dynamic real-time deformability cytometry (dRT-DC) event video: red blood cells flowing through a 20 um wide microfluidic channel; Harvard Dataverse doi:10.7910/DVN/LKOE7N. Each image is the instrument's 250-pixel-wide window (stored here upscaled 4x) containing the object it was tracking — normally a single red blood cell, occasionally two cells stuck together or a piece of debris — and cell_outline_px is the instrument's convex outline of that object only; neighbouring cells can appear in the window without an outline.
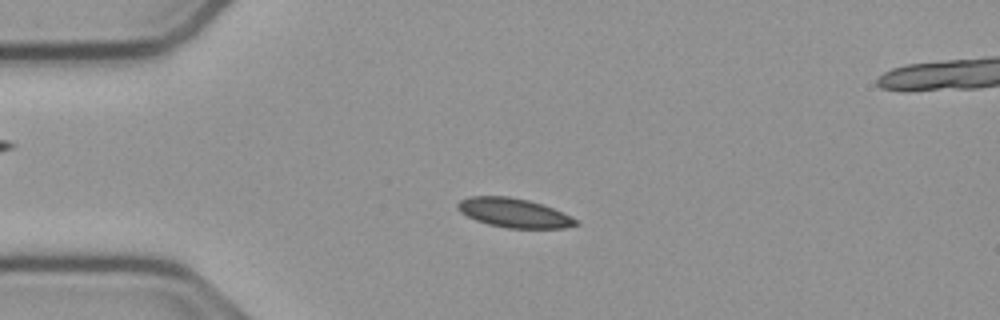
{"species": "common noctule bat (a hibernating species)", "species_latin": "Nyctalus noctula", "temperature_condition": "cold", "stored_images_in_passage": 56, "camera_frame_rate_fps": 3000, "um_per_image_px": 0.085, "animal": {"sex": "male", "body_mass_g": 23.1, "forearm_length_mm": 52.7}, "frame": {"image": 1, "passage_image": 13, "time_ms": 4.0, "image_size_px": [1000, 320], "cell_outline_px": [[580, 224], [564, 228], [508, 228], [488, 224], [476, 220], [460, 212], [456, 208], [456, 204], [460, 200], [468, 196], [508, 196], [528, 200], [544, 204], [576, 220]], "centroid_in_image_um": [43.63, 18.08], "position_along_channel_um": 41.4, "area_um2": 20.0}}
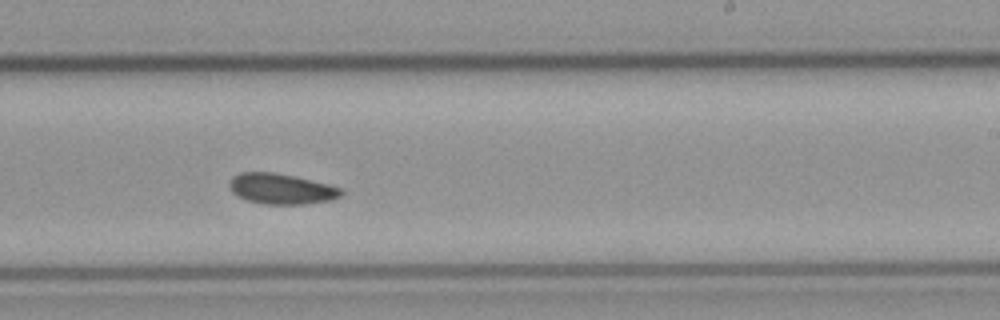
{"frame": {"image": 2, "passage_image": 33, "time_ms": 10.667, "image_size_px": [1000, 320], "cell_outline_px": [[344, 192], [340, 196], [332, 200], [304, 204], [264, 204], [248, 200], [236, 196], [232, 192], [228, 184], [232, 176], [240, 172], [272, 172], [292, 176], [328, 184], [340, 188]], "centroid_in_image_um": [23.87, 16.05], "position_along_channel_um": 265.1, "area_um2": 19.83}}
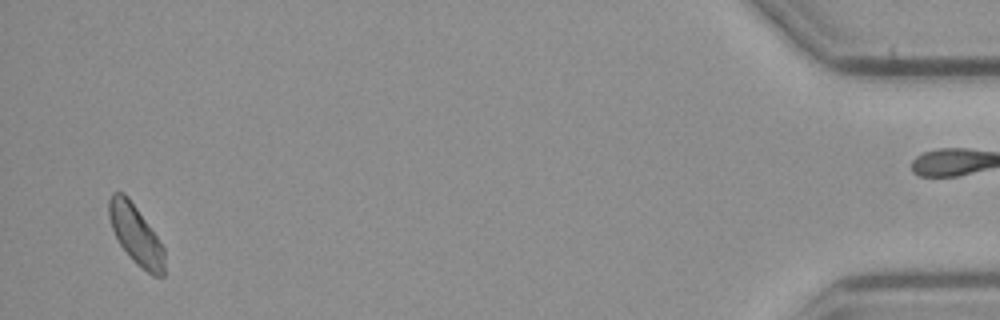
{"frame": {"image": 3, "passage_image": 53, "time_ms": 17.333, "image_size_px": [1000, 320], "cell_outline_px": [[164, 276], [152, 276], [136, 264], [132, 260], [120, 244], [112, 228], [108, 216], [108, 200], [112, 192], [124, 192], [128, 196], [156, 236], [164, 248]], "centroid_in_image_um": [11.53, 19.95], "position_along_channel_um": 423.7, "area_um2": 19.02}}